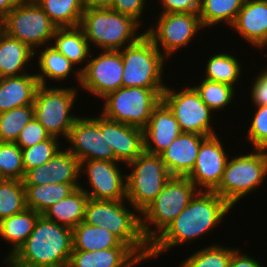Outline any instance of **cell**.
<instances>
[{
	"label": "cell",
	"instance_id": "cell-34",
	"mask_svg": "<svg viewBox=\"0 0 267 267\" xmlns=\"http://www.w3.org/2000/svg\"><path fill=\"white\" fill-rule=\"evenodd\" d=\"M58 27H78L84 12L82 0H35Z\"/></svg>",
	"mask_w": 267,
	"mask_h": 267
},
{
	"label": "cell",
	"instance_id": "cell-16",
	"mask_svg": "<svg viewBox=\"0 0 267 267\" xmlns=\"http://www.w3.org/2000/svg\"><path fill=\"white\" fill-rule=\"evenodd\" d=\"M98 52L95 51V55L91 51L88 63L81 71L79 89L102 100L122 87L123 60L120 50Z\"/></svg>",
	"mask_w": 267,
	"mask_h": 267
},
{
	"label": "cell",
	"instance_id": "cell-43",
	"mask_svg": "<svg viewBox=\"0 0 267 267\" xmlns=\"http://www.w3.org/2000/svg\"><path fill=\"white\" fill-rule=\"evenodd\" d=\"M149 0H113V5L111 9L113 11L119 12L120 14H125L132 17L137 21L143 28L145 21L142 20L146 16L145 11L148 7Z\"/></svg>",
	"mask_w": 267,
	"mask_h": 267
},
{
	"label": "cell",
	"instance_id": "cell-47",
	"mask_svg": "<svg viewBox=\"0 0 267 267\" xmlns=\"http://www.w3.org/2000/svg\"><path fill=\"white\" fill-rule=\"evenodd\" d=\"M22 0H0V23L3 22L5 16Z\"/></svg>",
	"mask_w": 267,
	"mask_h": 267
},
{
	"label": "cell",
	"instance_id": "cell-44",
	"mask_svg": "<svg viewBox=\"0 0 267 267\" xmlns=\"http://www.w3.org/2000/svg\"><path fill=\"white\" fill-rule=\"evenodd\" d=\"M263 67L264 69L261 67L262 71H257V75L255 74L254 79L250 82L249 95L253 106L267 105V66Z\"/></svg>",
	"mask_w": 267,
	"mask_h": 267
},
{
	"label": "cell",
	"instance_id": "cell-13",
	"mask_svg": "<svg viewBox=\"0 0 267 267\" xmlns=\"http://www.w3.org/2000/svg\"><path fill=\"white\" fill-rule=\"evenodd\" d=\"M153 19L154 24L149 23L144 32L167 59L192 44L204 31L198 13H158Z\"/></svg>",
	"mask_w": 267,
	"mask_h": 267
},
{
	"label": "cell",
	"instance_id": "cell-2",
	"mask_svg": "<svg viewBox=\"0 0 267 267\" xmlns=\"http://www.w3.org/2000/svg\"><path fill=\"white\" fill-rule=\"evenodd\" d=\"M72 250V229L41 214L28 239L5 263L9 267H68Z\"/></svg>",
	"mask_w": 267,
	"mask_h": 267
},
{
	"label": "cell",
	"instance_id": "cell-35",
	"mask_svg": "<svg viewBox=\"0 0 267 267\" xmlns=\"http://www.w3.org/2000/svg\"><path fill=\"white\" fill-rule=\"evenodd\" d=\"M197 84V85H196ZM200 95L202 101L208 106L213 113L217 115L224 109H230L233 105L238 87H232L231 85L210 81L202 78L199 83L192 85ZM231 103V106H230Z\"/></svg>",
	"mask_w": 267,
	"mask_h": 267
},
{
	"label": "cell",
	"instance_id": "cell-6",
	"mask_svg": "<svg viewBox=\"0 0 267 267\" xmlns=\"http://www.w3.org/2000/svg\"><path fill=\"white\" fill-rule=\"evenodd\" d=\"M197 191L188 177L172 176L167 181L156 199L141 213L143 235L150 245L189 204Z\"/></svg>",
	"mask_w": 267,
	"mask_h": 267
},
{
	"label": "cell",
	"instance_id": "cell-27",
	"mask_svg": "<svg viewBox=\"0 0 267 267\" xmlns=\"http://www.w3.org/2000/svg\"><path fill=\"white\" fill-rule=\"evenodd\" d=\"M41 214L26 208L20 213L6 217L0 221V238L8 244L9 252L5 254L3 263L12 257L18 249L25 243L29 235L34 230L38 217ZM5 258V259H4Z\"/></svg>",
	"mask_w": 267,
	"mask_h": 267
},
{
	"label": "cell",
	"instance_id": "cell-24",
	"mask_svg": "<svg viewBox=\"0 0 267 267\" xmlns=\"http://www.w3.org/2000/svg\"><path fill=\"white\" fill-rule=\"evenodd\" d=\"M144 261L125 243L99 251L72 250L68 267H135Z\"/></svg>",
	"mask_w": 267,
	"mask_h": 267
},
{
	"label": "cell",
	"instance_id": "cell-49",
	"mask_svg": "<svg viewBox=\"0 0 267 267\" xmlns=\"http://www.w3.org/2000/svg\"><path fill=\"white\" fill-rule=\"evenodd\" d=\"M265 48H267V41L260 48V50H261L262 53L264 52ZM264 65L267 66V64H265V63H264Z\"/></svg>",
	"mask_w": 267,
	"mask_h": 267
},
{
	"label": "cell",
	"instance_id": "cell-30",
	"mask_svg": "<svg viewBox=\"0 0 267 267\" xmlns=\"http://www.w3.org/2000/svg\"><path fill=\"white\" fill-rule=\"evenodd\" d=\"M87 194L79 187L66 198L49 207L43 215L58 224L74 229L84 220Z\"/></svg>",
	"mask_w": 267,
	"mask_h": 267
},
{
	"label": "cell",
	"instance_id": "cell-10",
	"mask_svg": "<svg viewBox=\"0 0 267 267\" xmlns=\"http://www.w3.org/2000/svg\"><path fill=\"white\" fill-rule=\"evenodd\" d=\"M125 167L127 201L142 213L172 176L159 155L146 152Z\"/></svg>",
	"mask_w": 267,
	"mask_h": 267
},
{
	"label": "cell",
	"instance_id": "cell-9",
	"mask_svg": "<svg viewBox=\"0 0 267 267\" xmlns=\"http://www.w3.org/2000/svg\"><path fill=\"white\" fill-rule=\"evenodd\" d=\"M165 89L121 87L101 101V112L105 117L144 129L153 110L162 102Z\"/></svg>",
	"mask_w": 267,
	"mask_h": 267
},
{
	"label": "cell",
	"instance_id": "cell-12",
	"mask_svg": "<svg viewBox=\"0 0 267 267\" xmlns=\"http://www.w3.org/2000/svg\"><path fill=\"white\" fill-rule=\"evenodd\" d=\"M175 89L168 84L162 94V102L169 108L176 118L181 132L196 133L213 136L217 133L212 121L215 114L206 106L200 95L192 86L182 85ZM214 115V116H213Z\"/></svg>",
	"mask_w": 267,
	"mask_h": 267
},
{
	"label": "cell",
	"instance_id": "cell-11",
	"mask_svg": "<svg viewBox=\"0 0 267 267\" xmlns=\"http://www.w3.org/2000/svg\"><path fill=\"white\" fill-rule=\"evenodd\" d=\"M57 28L35 0H22L1 23L3 32L34 51L51 44Z\"/></svg>",
	"mask_w": 267,
	"mask_h": 267
},
{
	"label": "cell",
	"instance_id": "cell-38",
	"mask_svg": "<svg viewBox=\"0 0 267 267\" xmlns=\"http://www.w3.org/2000/svg\"><path fill=\"white\" fill-rule=\"evenodd\" d=\"M33 118V105H25L0 113V141L15 142L20 131Z\"/></svg>",
	"mask_w": 267,
	"mask_h": 267
},
{
	"label": "cell",
	"instance_id": "cell-23",
	"mask_svg": "<svg viewBox=\"0 0 267 267\" xmlns=\"http://www.w3.org/2000/svg\"><path fill=\"white\" fill-rule=\"evenodd\" d=\"M207 136L181 132L174 141L159 154L171 176L187 177L196 163L202 141Z\"/></svg>",
	"mask_w": 267,
	"mask_h": 267
},
{
	"label": "cell",
	"instance_id": "cell-45",
	"mask_svg": "<svg viewBox=\"0 0 267 267\" xmlns=\"http://www.w3.org/2000/svg\"><path fill=\"white\" fill-rule=\"evenodd\" d=\"M160 13H198L199 0H158Z\"/></svg>",
	"mask_w": 267,
	"mask_h": 267
},
{
	"label": "cell",
	"instance_id": "cell-41",
	"mask_svg": "<svg viewBox=\"0 0 267 267\" xmlns=\"http://www.w3.org/2000/svg\"><path fill=\"white\" fill-rule=\"evenodd\" d=\"M253 108L255 112L252 119L246 121L251 123H249L247 132L244 133L246 136L242 139H246V143L252 145L250 148L267 150V105Z\"/></svg>",
	"mask_w": 267,
	"mask_h": 267
},
{
	"label": "cell",
	"instance_id": "cell-31",
	"mask_svg": "<svg viewBox=\"0 0 267 267\" xmlns=\"http://www.w3.org/2000/svg\"><path fill=\"white\" fill-rule=\"evenodd\" d=\"M244 3L245 0H199L198 15L202 26L205 30L210 27L212 30L213 27L227 25L229 29Z\"/></svg>",
	"mask_w": 267,
	"mask_h": 267
},
{
	"label": "cell",
	"instance_id": "cell-20",
	"mask_svg": "<svg viewBox=\"0 0 267 267\" xmlns=\"http://www.w3.org/2000/svg\"><path fill=\"white\" fill-rule=\"evenodd\" d=\"M229 29L235 37L240 35L250 48L259 50L267 41V0H245Z\"/></svg>",
	"mask_w": 267,
	"mask_h": 267
},
{
	"label": "cell",
	"instance_id": "cell-42",
	"mask_svg": "<svg viewBox=\"0 0 267 267\" xmlns=\"http://www.w3.org/2000/svg\"><path fill=\"white\" fill-rule=\"evenodd\" d=\"M51 136L40 122L34 117L21 131L15 143L21 148H29L33 145L49 139Z\"/></svg>",
	"mask_w": 267,
	"mask_h": 267
},
{
	"label": "cell",
	"instance_id": "cell-18",
	"mask_svg": "<svg viewBox=\"0 0 267 267\" xmlns=\"http://www.w3.org/2000/svg\"><path fill=\"white\" fill-rule=\"evenodd\" d=\"M22 181L24 185L80 184V161L64 146L47 163L27 170Z\"/></svg>",
	"mask_w": 267,
	"mask_h": 267
},
{
	"label": "cell",
	"instance_id": "cell-33",
	"mask_svg": "<svg viewBox=\"0 0 267 267\" xmlns=\"http://www.w3.org/2000/svg\"><path fill=\"white\" fill-rule=\"evenodd\" d=\"M80 184L24 185L27 208L43 214L49 207L66 198Z\"/></svg>",
	"mask_w": 267,
	"mask_h": 267
},
{
	"label": "cell",
	"instance_id": "cell-40",
	"mask_svg": "<svg viewBox=\"0 0 267 267\" xmlns=\"http://www.w3.org/2000/svg\"><path fill=\"white\" fill-rule=\"evenodd\" d=\"M0 174L4 179L24 178L22 149L15 142L0 141Z\"/></svg>",
	"mask_w": 267,
	"mask_h": 267
},
{
	"label": "cell",
	"instance_id": "cell-3",
	"mask_svg": "<svg viewBox=\"0 0 267 267\" xmlns=\"http://www.w3.org/2000/svg\"><path fill=\"white\" fill-rule=\"evenodd\" d=\"M83 222L108 229L145 263L149 261L150 244L143 235L141 213L127 199L112 201L89 198Z\"/></svg>",
	"mask_w": 267,
	"mask_h": 267
},
{
	"label": "cell",
	"instance_id": "cell-21",
	"mask_svg": "<svg viewBox=\"0 0 267 267\" xmlns=\"http://www.w3.org/2000/svg\"><path fill=\"white\" fill-rule=\"evenodd\" d=\"M105 140L115 155V162L127 165L144 152L143 129L105 117Z\"/></svg>",
	"mask_w": 267,
	"mask_h": 267
},
{
	"label": "cell",
	"instance_id": "cell-37",
	"mask_svg": "<svg viewBox=\"0 0 267 267\" xmlns=\"http://www.w3.org/2000/svg\"><path fill=\"white\" fill-rule=\"evenodd\" d=\"M27 208L23 181L3 179L0 182V221Z\"/></svg>",
	"mask_w": 267,
	"mask_h": 267
},
{
	"label": "cell",
	"instance_id": "cell-5",
	"mask_svg": "<svg viewBox=\"0 0 267 267\" xmlns=\"http://www.w3.org/2000/svg\"><path fill=\"white\" fill-rule=\"evenodd\" d=\"M229 156L219 186L214 190L233 209L267 180V150L251 149Z\"/></svg>",
	"mask_w": 267,
	"mask_h": 267
},
{
	"label": "cell",
	"instance_id": "cell-32",
	"mask_svg": "<svg viewBox=\"0 0 267 267\" xmlns=\"http://www.w3.org/2000/svg\"><path fill=\"white\" fill-rule=\"evenodd\" d=\"M73 231V250L99 251L120 246L123 242L104 227L79 223Z\"/></svg>",
	"mask_w": 267,
	"mask_h": 267
},
{
	"label": "cell",
	"instance_id": "cell-48",
	"mask_svg": "<svg viewBox=\"0 0 267 267\" xmlns=\"http://www.w3.org/2000/svg\"><path fill=\"white\" fill-rule=\"evenodd\" d=\"M84 8H111L113 0H82Z\"/></svg>",
	"mask_w": 267,
	"mask_h": 267
},
{
	"label": "cell",
	"instance_id": "cell-7",
	"mask_svg": "<svg viewBox=\"0 0 267 267\" xmlns=\"http://www.w3.org/2000/svg\"><path fill=\"white\" fill-rule=\"evenodd\" d=\"M120 52L123 60L122 87H167L164 75L167 68L165 63L169 62V59L157 49L146 34Z\"/></svg>",
	"mask_w": 267,
	"mask_h": 267
},
{
	"label": "cell",
	"instance_id": "cell-15",
	"mask_svg": "<svg viewBox=\"0 0 267 267\" xmlns=\"http://www.w3.org/2000/svg\"><path fill=\"white\" fill-rule=\"evenodd\" d=\"M126 165L115 161L90 160L80 162V188L88 198L95 200H126ZM124 173V174H123ZM85 187H84V186ZM88 188H87V186Z\"/></svg>",
	"mask_w": 267,
	"mask_h": 267
},
{
	"label": "cell",
	"instance_id": "cell-26",
	"mask_svg": "<svg viewBox=\"0 0 267 267\" xmlns=\"http://www.w3.org/2000/svg\"><path fill=\"white\" fill-rule=\"evenodd\" d=\"M32 69L21 76L0 78V113L33 105L39 82Z\"/></svg>",
	"mask_w": 267,
	"mask_h": 267
},
{
	"label": "cell",
	"instance_id": "cell-19",
	"mask_svg": "<svg viewBox=\"0 0 267 267\" xmlns=\"http://www.w3.org/2000/svg\"><path fill=\"white\" fill-rule=\"evenodd\" d=\"M35 58L36 60L34 61V64L36 62L37 65L34 67H37V69L34 70H39L36 71L37 73L35 72L39 85L50 86V83L53 82V84L57 86V84L54 83L56 82L60 84L59 86H61L62 82L68 83V78H72L73 76L76 81L75 83H78L75 85L79 88L81 82V71L54 46L48 44L37 48L34 51V59ZM48 82L50 83L48 84Z\"/></svg>",
	"mask_w": 267,
	"mask_h": 267
},
{
	"label": "cell",
	"instance_id": "cell-39",
	"mask_svg": "<svg viewBox=\"0 0 267 267\" xmlns=\"http://www.w3.org/2000/svg\"><path fill=\"white\" fill-rule=\"evenodd\" d=\"M57 137L51 136L49 139L39 142L32 147L22 149V159L24 171L36 168L51 160L65 144ZM63 145H62V144Z\"/></svg>",
	"mask_w": 267,
	"mask_h": 267
},
{
	"label": "cell",
	"instance_id": "cell-28",
	"mask_svg": "<svg viewBox=\"0 0 267 267\" xmlns=\"http://www.w3.org/2000/svg\"><path fill=\"white\" fill-rule=\"evenodd\" d=\"M51 45L70 60L80 71L88 63L91 48L83 30L78 27L57 28ZM80 65H83L80 67Z\"/></svg>",
	"mask_w": 267,
	"mask_h": 267
},
{
	"label": "cell",
	"instance_id": "cell-46",
	"mask_svg": "<svg viewBox=\"0 0 267 267\" xmlns=\"http://www.w3.org/2000/svg\"><path fill=\"white\" fill-rule=\"evenodd\" d=\"M245 253V254H244ZM242 252L240 247L233 251L228 267H264L260 259Z\"/></svg>",
	"mask_w": 267,
	"mask_h": 267
},
{
	"label": "cell",
	"instance_id": "cell-36",
	"mask_svg": "<svg viewBox=\"0 0 267 267\" xmlns=\"http://www.w3.org/2000/svg\"><path fill=\"white\" fill-rule=\"evenodd\" d=\"M193 251L186 256L179 267H228L235 247L223 246L219 242L210 243L207 247Z\"/></svg>",
	"mask_w": 267,
	"mask_h": 267
},
{
	"label": "cell",
	"instance_id": "cell-29",
	"mask_svg": "<svg viewBox=\"0 0 267 267\" xmlns=\"http://www.w3.org/2000/svg\"><path fill=\"white\" fill-rule=\"evenodd\" d=\"M226 51H218L215 54L212 52L213 55L205 60L207 61L203 67L205 70H202L205 75L202 76L210 81L225 83L232 87L240 85L238 87H241L242 82L239 84L238 81H242L241 77L244 75L242 61L240 58L237 59V55H234L233 52L230 54L229 51Z\"/></svg>",
	"mask_w": 267,
	"mask_h": 267
},
{
	"label": "cell",
	"instance_id": "cell-1",
	"mask_svg": "<svg viewBox=\"0 0 267 267\" xmlns=\"http://www.w3.org/2000/svg\"><path fill=\"white\" fill-rule=\"evenodd\" d=\"M233 208L214 191H197L189 204L150 245L149 260L163 256L174 247L193 244L214 232ZM223 220V221H222ZM192 242V243H191Z\"/></svg>",
	"mask_w": 267,
	"mask_h": 267
},
{
	"label": "cell",
	"instance_id": "cell-8",
	"mask_svg": "<svg viewBox=\"0 0 267 267\" xmlns=\"http://www.w3.org/2000/svg\"><path fill=\"white\" fill-rule=\"evenodd\" d=\"M39 85L34 98V117L46 129L50 136L67 139L69 131L79 113L75 103L79 96L77 86ZM78 116H77V115Z\"/></svg>",
	"mask_w": 267,
	"mask_h": 267
},
{
	"label": "cell",
	"instance_id": "cell-14",
	"mask_svg": "<svg viewBox=\"0 0 267 267\" xmlns=\"http://www.w3.org/2000/svg\"><path fill=\"white\" fill-rule=\"evenodd\" d=\"M68 151L80 162L90 160L115 161V155L105 140V116L79 115L72 125L65 141ZM68 142V143H67Z\"/></svg>",
	"mask_w": 267,
	"mask_h": 267
},
{
	"label": "cell",
	"instance_id": "cell-22",
	"mask_svg": "<svg viewBox=\"0 0 267 267\" xmlns=\"http://www.w3.org/2000/svg\"><path fill=\"white\" fill-rule=\"evenodd\" d=\"M143 132L144 152L152 155L162 153L181 134L176 118L163 102L153 110Z\"/></svg>",
	"mask_w": 267,
	"mask_h": 267
},
{
	"label": "cell",
	"instance_id": "cell-50",
	"mask_svg": "<svg viewBox=\"0 0 267 267\" xmlns=\"http://www.w3.org/2000/svg\"><path fill=\"white\" fill-rule=\"evenodd\" d=\"M4 178L1 176V174H0V182L3 180Z\"/></svg>",
	"mask_w": 267,
	"mask_h": 267
},
{
	"label": "cell",
	"instance_id": "cell-25",
	"mask_svg": "<svg viewBox=\"0 0 267 267\" xmlns=\"http://www.w3.org/2000/svg\"><path fill=\"white\" fill-rule=\"evenodd\" d=\"M34 60V50L27 44L0 31V78L29 73Z\"/></svg>",
	"mask_w": 267,
	"mask_h": 267
},
{
	"label": "cell",
	"instance_id": "cell-17",
	"mask_svg": "<svg viewBox=\"0 0 267 267\" xmlns=\"http://www.w3.org/2000/svg\"><path fill=\"white\" fill-rule=\"evenodd\" d=\"M223 142L219 134L202 141L196 163L187 176L198 191H214L219 186L230 156Z\"/></svg>",
	"mask_w": 267,
	"mask_h": 267
},
{
	"label": "cell",
	"instance_id": "cell-4",
	"mask_svg": "<svg viewBox=\"0 0 267 267\" xmlns=\"http://www.w3.org/2000/svg\"><path fill=\"white\" fill-rule=\"evenodd\" d=\"M79 27L91 50L93 47L96 51L124 49L145 34L142 26L132 17L111 8H85Z\"/></svg>",
	"mask_w": 267,
	"mask_h": 267
}]
</instances>
